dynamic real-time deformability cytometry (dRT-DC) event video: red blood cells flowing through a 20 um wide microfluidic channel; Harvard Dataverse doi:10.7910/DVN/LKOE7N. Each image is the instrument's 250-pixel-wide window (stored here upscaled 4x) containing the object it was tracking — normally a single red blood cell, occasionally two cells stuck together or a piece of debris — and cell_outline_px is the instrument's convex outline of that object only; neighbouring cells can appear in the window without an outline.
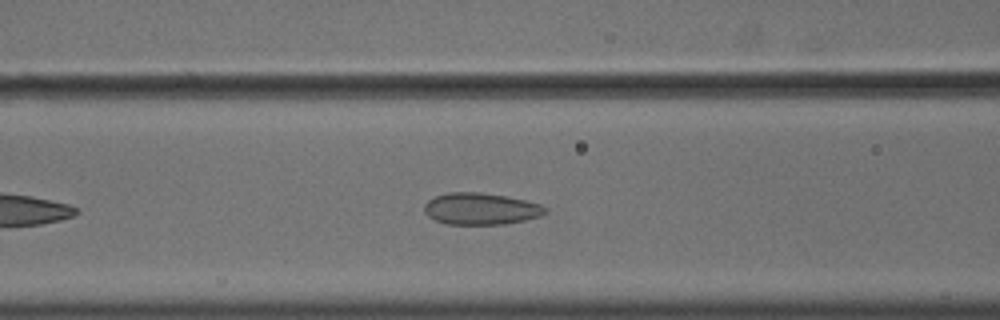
{"species": "common noctule bat (a hibernating species)", "species_latin": "Nyctalus noctula", "temperature_condition": "cold", "stored_images_in_passage": 43, "camera_frame_rate_fps": 3000, "um_per_image_px": 0.085, "animal": {"sex": "male", "body_mass_g": 18.8}, "frame": {"image": 1, "passage_image": 11, "time_ms": 3.333, "image_size_px": [1000, 320], "cell_outline_px": [[548, 212], [540, 216], [524, 220], [504, 224], [448, 224], [436, 220], [428, 216], [424, 212], [424, 204], [428, 200], [436, 196], [448, 192], [480, 192], [504, 196], [524, 200], [540, 204], [548, 208]], "centroid_in_image_um": [40.87, 17.74], "position_along_channel_um": 125.7, "area_um2": 22.31}}
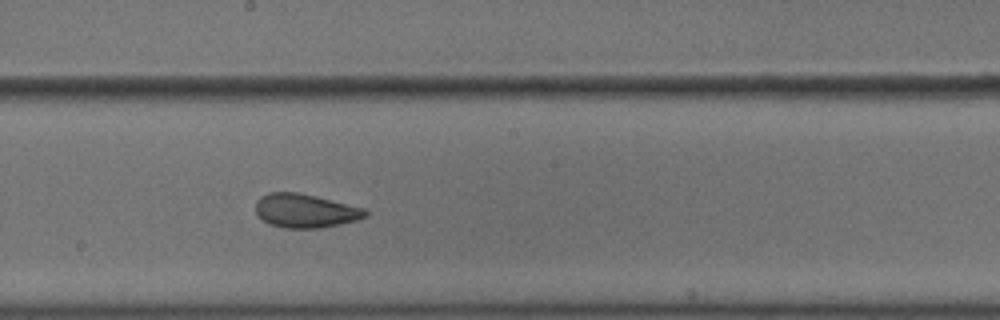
{"frame": {"image": 2, "passage_image": 19, "time_ms": 6.0, "image_size_px": [1000, 320], "cell_outline_px": [[368, 216], [356, 220], [320, 228], [284, 228], [268, 224], [256, 216], [256, 200], [260, 196], [268, 192], [300, 192], [364, 208], [368, 212]], "centroid_in_image_um": [25.9, 17.91], "position_along_channel_um": 222.3, "area_um2": 21.79}}
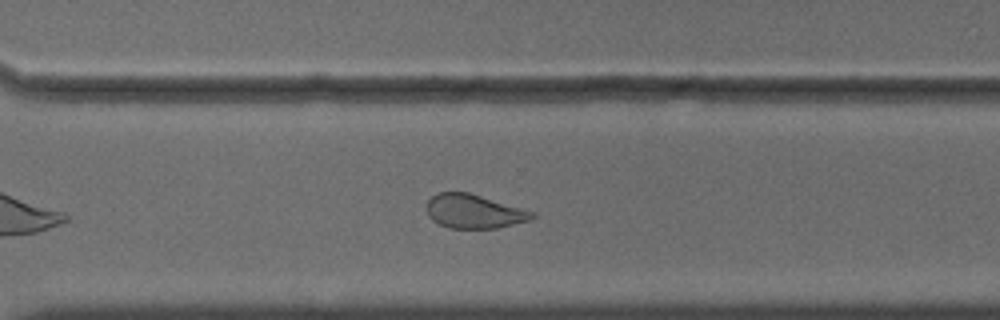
{"frame": {"image": 3, "passage_image": 28, "time_ms": 9.0, "image_size_px": [1000, 320], "cell_outline_px": [[536, 216], [528, 220], [496, 228], [448, 228], [432, 220], [428, 216], [428, 200], [436, 192], [468, 192], [536, 212]], "centroid_in_image_um": [40.28, 17.96], "position_along_channel_um": 330.3, "area_um2": 20.69}, "authors_computed_cell_mechanics": {"area_um2": 22.7154, "velocity_mm_per_s": 3.6161, "shape_relaxation_time_tau1_ms": null, "shape_relaxation_time_tau2_ms": 1.6964, "deformation_change_tau1": null, "deformation_change_tau2": 0.0613}}